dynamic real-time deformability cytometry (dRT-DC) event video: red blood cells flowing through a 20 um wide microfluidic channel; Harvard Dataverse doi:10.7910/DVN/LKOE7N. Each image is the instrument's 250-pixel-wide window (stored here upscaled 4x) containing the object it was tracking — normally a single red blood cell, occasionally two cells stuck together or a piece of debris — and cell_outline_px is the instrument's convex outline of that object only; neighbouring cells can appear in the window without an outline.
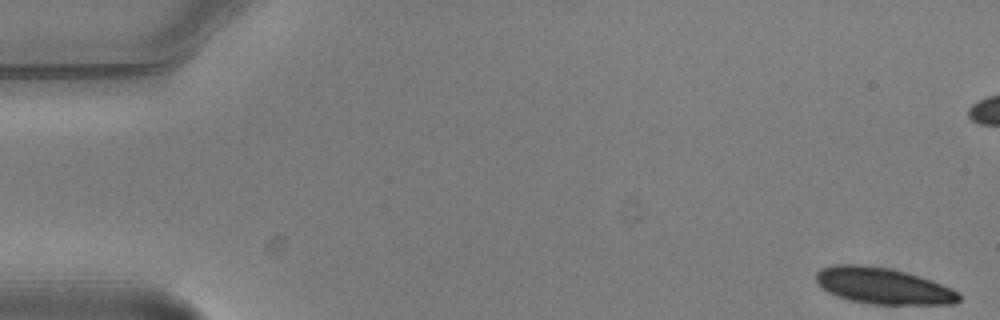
{"species": "common noctule bat (a hibernating species)", "species_latin": "Nyctalus noctula", "temperature_condition": "warm", "stored_images_in_passage": 6, "camera_frame_rate_fps": 3000, "um_per_image_px": 0.085, "animal": {"sex": "male", "body_mass_g": 20.5, "forearm_length_mm": 52.5}, "frame": {"image": 1, "passage_image": 1, "time_ms": 0.0, "image_size_px": [1000, 320], "cell_outline_px": [[960, 300], [956, 304], [872, 304], [848, 300], [836, 296], [820, 288], [816, 284], [816, 272], [820, 268], [832, 264], [860, 264], [892, 268], [932, 280], [952, 288], [960, 292]], "centroid_in_image_um": [75.03, 24.29], "position_along_channel_um": 10.0, "area_um2": 30.69}}
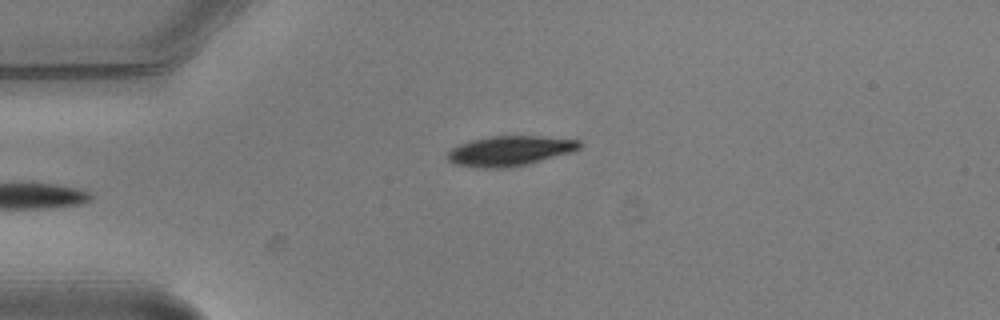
{"frame": {"image": 2, "passage_image": 6, "time_ms": 1.667, "image_size_px": [1000, 320], "cell_outline_px": [[584, 144], [580, 148], [572, 152], [528, 164], [504, 168], [472, 168], [456, 164], [448, 160], [448, 152], [452, 148], [460, 144], [472, 140], [492, 136], [540, 136], [580, 140]], "centroid_in_image_um": [43.36, 12.83], "position_along_channel_um": 41.6, "area_um2": 23.12}}